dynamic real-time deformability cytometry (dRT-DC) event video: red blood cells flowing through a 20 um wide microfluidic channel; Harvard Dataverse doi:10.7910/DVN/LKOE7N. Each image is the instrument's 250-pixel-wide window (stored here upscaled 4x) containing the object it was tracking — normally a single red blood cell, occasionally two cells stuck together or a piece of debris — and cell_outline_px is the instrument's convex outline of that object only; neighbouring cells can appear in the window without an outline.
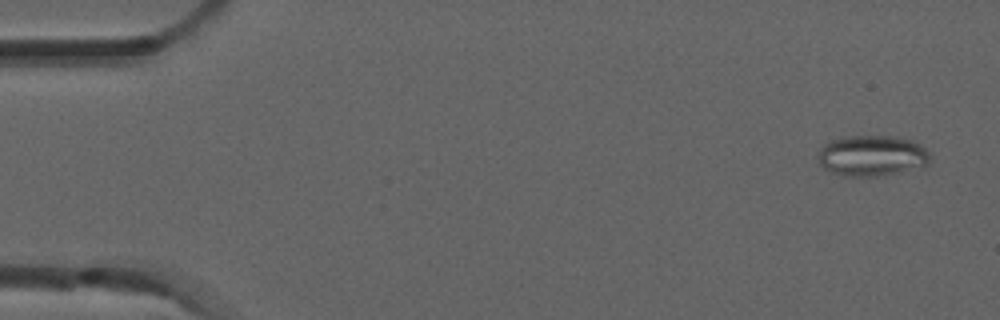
{"species": "common noctule bat (a hibernating species)", "species_latin": "Nyctalus noctula", "temperature_condition": "room temperature", "stored_images_in_passage": 5, "camera_frame_rate_fps": 3000, "um_per_image_px": 0.085, "animal": {"sex": "male", "forearm_length_mm": 52.5}, "frame": {"image": 1, "passage_image": 1, "time_ms": 0.0, "image_size_px": [1000, 320], "cell_outline_px": [[932, 156], [928, 164], [924, 168], [880, 176], [844, 176], [832, 172], [824, 168], [820, 164], [816, 156], [820, 148], [828, 140], [844, 136], [892, 136], [912, 140], [920, 144]], "centroid_in_image_um": [74.13, 13.24], "position_along_channel_um": 10.9, "area_um2": 27.22}}
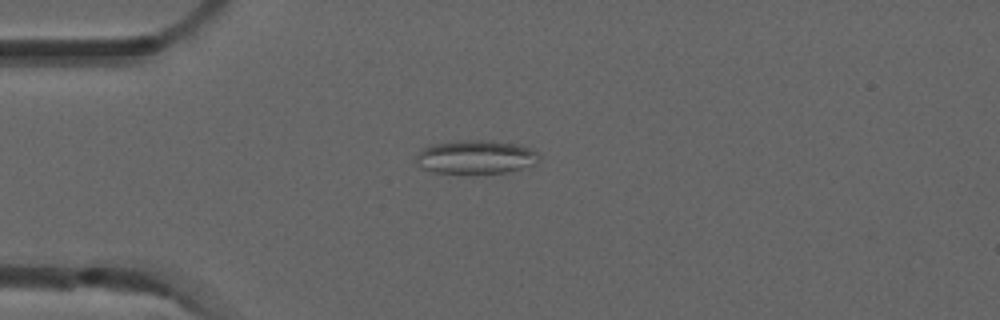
{"frame": {"image": 2, "passage_image": 4, "time_ms": 1.0, "image_size_px": [1000, 320], "cell_outline_px": [[540, 160], [532, 164], [508, 172], [468, 176], [432, 172], [416, 164], [416, 156], [420, 148], [432, 144], [460, 140], [492, 140], [516, 144], [532, 148], [540, 156]], "centroid_in_image_um": [40.39, 13.38], "position_along_channel_um": 44.6, "area_um2": 25.03}}